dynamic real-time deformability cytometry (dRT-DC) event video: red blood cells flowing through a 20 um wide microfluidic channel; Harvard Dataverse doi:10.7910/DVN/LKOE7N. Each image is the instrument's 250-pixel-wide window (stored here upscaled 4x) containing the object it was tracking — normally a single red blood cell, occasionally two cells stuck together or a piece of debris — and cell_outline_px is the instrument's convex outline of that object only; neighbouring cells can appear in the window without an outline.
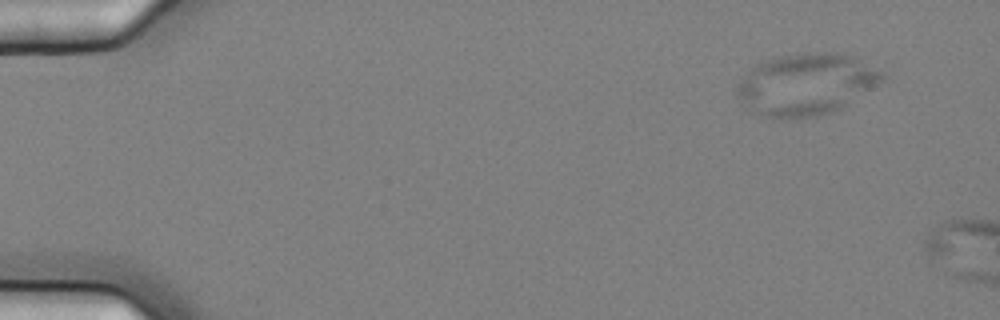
{"species": "common noctule bat (a hibernating species)", "species_latin": "Nyctalus noctula", "temperature_condition": "cold", "stored_images_in_passage": 3, "camera_frame_rate_fps": 3000, "um_per_image_px": 0.085, "animal": {"sex": "female", "body_mass_g": 25.1}, "frame": {"image": 1, "passage_image": 1, "time_ms": 0.0, "image_size_px": [1000, 320], "cell_outline_px": [[888, 76], [848, 104], [832, 112], [816, 116], [768, 116], [748, 112], [736, 96], [736, 92], [740, 80], [756, 64], [764, 60], [796, 52], [840, 52], [856, 56], [884, 72]], "centroid_in_image_um": [68.53, 7.12], "position_along_channel_um": 16.5, "area_um2": 52.19}}